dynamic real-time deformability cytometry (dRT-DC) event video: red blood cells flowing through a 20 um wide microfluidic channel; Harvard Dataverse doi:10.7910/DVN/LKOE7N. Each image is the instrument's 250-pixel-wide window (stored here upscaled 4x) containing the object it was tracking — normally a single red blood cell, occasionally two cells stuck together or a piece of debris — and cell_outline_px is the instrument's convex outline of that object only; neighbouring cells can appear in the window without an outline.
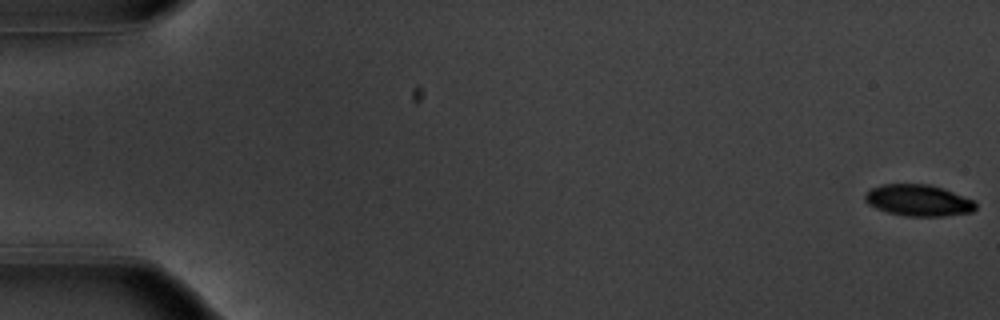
{"species": "common noctule bat (a hibernating species)", "species_latin": "Nyctalus noctula", "temperature_condition": "warm", "stored_images_in_passage": 10, "camera_frame_rate_fps": 3000, "um_per_image_px": 0.085, "animal": {"sex": "male", "body_mass_g": 20.1, "forearm_length_mm": 53.5}, "frame": {"image": 1, "passage_image": 1, "time_ms": 0.0, "image_size_px": [1000, 320], "cell_outline_px": [[976, 208], [972, 212], [944, 216], [904, 216], [888, 212], [876, 208], [868, 204], [864, 200], [864, 192], [872, 188], [884, 184], [928, 184], [944, 188], [976, 200]], "centroid_in_image_um": [78.08, 17.03], "position_along_channel_um": 6.9, "area_um2": 20.52}}